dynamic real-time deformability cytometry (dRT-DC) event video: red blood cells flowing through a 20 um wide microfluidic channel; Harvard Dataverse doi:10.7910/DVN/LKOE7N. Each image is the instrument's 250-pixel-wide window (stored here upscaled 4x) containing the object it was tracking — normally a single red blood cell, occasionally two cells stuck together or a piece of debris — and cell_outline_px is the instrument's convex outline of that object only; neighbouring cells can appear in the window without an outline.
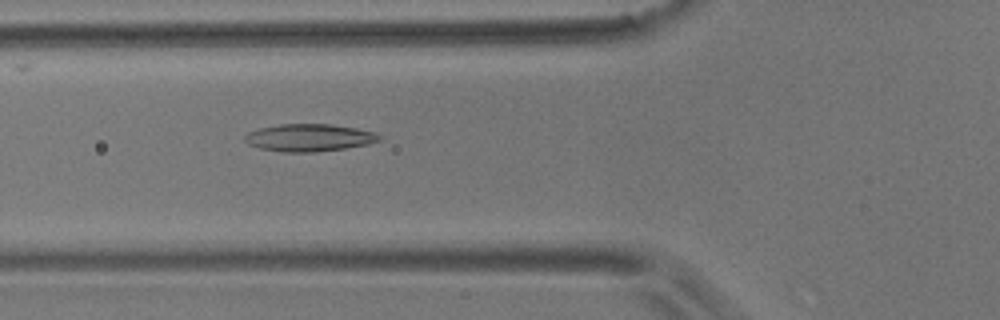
{"species": "common noctule bat (a hibernating species)", "species_latin": "Nyctalus noctula", "temperature_condition": "room temperature", "stored_images_in_passage": 57, "camera_frame_rate_fps": 3000, "um_per_image_px": 0.085, "animal": {"sex": "male", "body_mass_g": 17.9}, "frame": {"image": 1, "passage_image": 21, "time_ms": 6.667, "image_size_px": [1000, 320], "cell_outline_px": [[384, 136], [380, 140], [368, 144], [344, 148], [316, 152], [280, 152], [260, 148], [248, 144], [244, 140], [244, 136], [248, 132], [260, 128], [280, 124], [332, 124], [356, 128], [376, 132]], "centroid_in_image_um": [26.3, 11.7], "position_along_channel_um": 99.5, "area_um2": 21.62}}
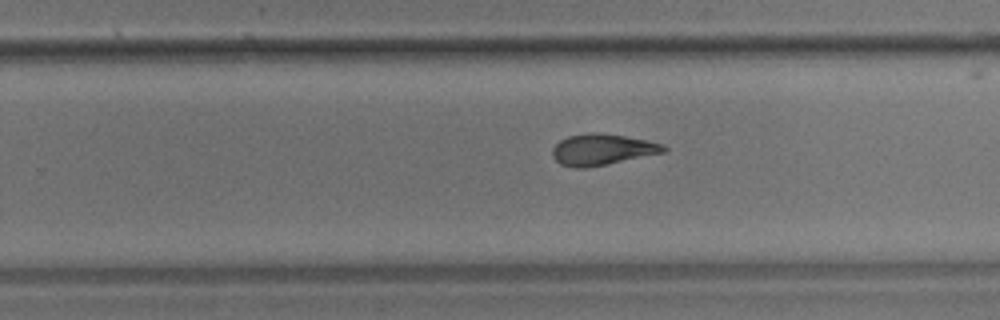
{"frame": {"image": 2, "passage_image": 36, "time_ms": 11.667, "image_size_px": [1000, 320], "cell_outline_px": [[668, 148], [664, 152], [584, 168], [576, 168], [560, 164], [552, 156], [552, 148], [560, 140], [568, 136], [592, 132], [596, 132], [624, 136], [648, 140], [660, 144]], "centroid_in_image_um": [51.13, 12.7], "position_along_channel_um": 278.7, "area_um2": 19.83}}
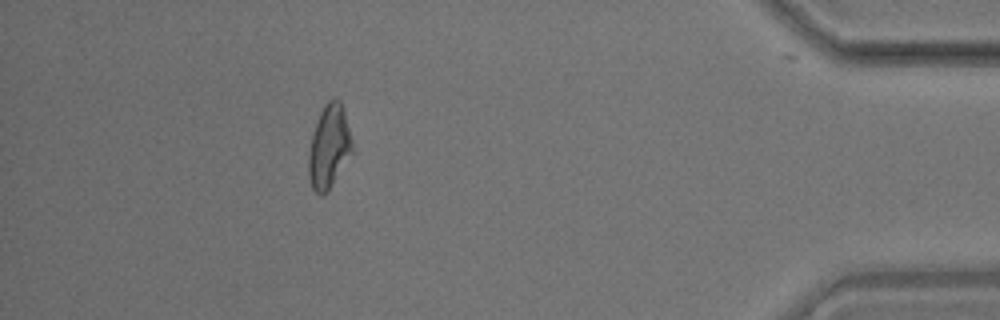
{"frame": {"image": 3, "passage_image": 51, "time_ms": 16.667, "image_size_px": [1000, 320], "cell_outline_px": [[356, 148], [328, 192], [320, 196], [312, 188], [308, 176], [308, 156], [312, 136], [320, 112], [324, 104], [328, 100], [336, 96], [340, 100]], "centroid_in_image_um": [28.0, 12.48], "position_along_channel_um": 407.2, "area_um2": 21.68}, "authors_computed_cell_mechanics": {"area_um2": 21.0392, "velocity_mm_per_s": 3.5761, "shape_relaxation_time_tau1_ms": null, "shape_relaxation_time_tau2_ms": 3.7954, "deformation_change_tau1": null, "deformation_change_tau2": 0.1247}}